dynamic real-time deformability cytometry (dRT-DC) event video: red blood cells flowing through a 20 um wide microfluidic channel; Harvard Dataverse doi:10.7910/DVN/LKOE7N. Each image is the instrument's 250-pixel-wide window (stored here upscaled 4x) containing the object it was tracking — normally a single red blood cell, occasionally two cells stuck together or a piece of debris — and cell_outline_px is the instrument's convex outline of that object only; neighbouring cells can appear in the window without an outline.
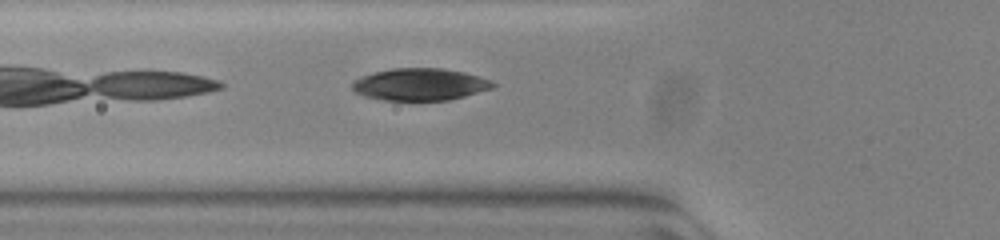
{"species": "common noctule bat (a hibernating species)", "species_latin": "Nyctalus noctula", "temperature_condition": "warm", "stored_images_in_passage": 31, "camera_frame_rate_fps": 3000, "um_per_image_px": 0.085, "animal": {"sex": "female", "body_mass_g": 23.0, "forearm_length_mm": 53.4}, "frame": {"image": 1, "passage_image": 2, "time_ms": 0.333, "image_size_px": [1000, 240], "cell_outline_px": [[496, 84], [492, 88], [464, 96], [448, 100], [384, 100], [364, 96], [356, 92], [352, 88], [352, 84], [356, 80], [372, 72], [392, 68], [440, 68], [464, 72], [492, 80]], "centroid_in_image_um": [35.71, 7.17], "position_along_channel_um": 90.1, "area_um2": 26.13}}
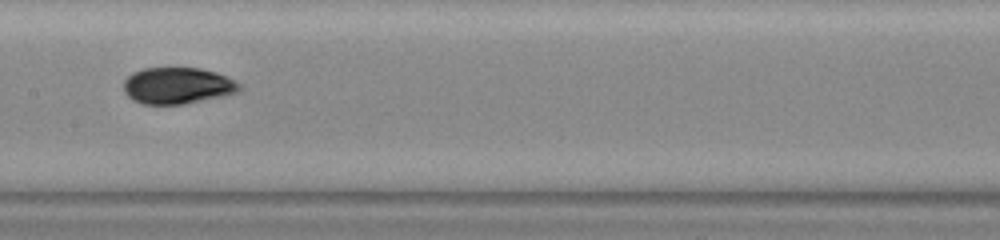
{"frame": {"image": 2, "passage_image": 10, "time_ms": 3.0, "image_size_px": [1000, 240], "cell_outline_px": [[240, 88], [236, 92], [220, 96], [184, 104], [144, 104], [132, 100], [124, 92], [124, 80], [132, 72], [144, 68], [200, 68], [216, 72], [240, 84]], "centroid_in_image_um": [15.02, 7.28], "position_along_channel_um": 192.4, "area_um2": 24.33}}
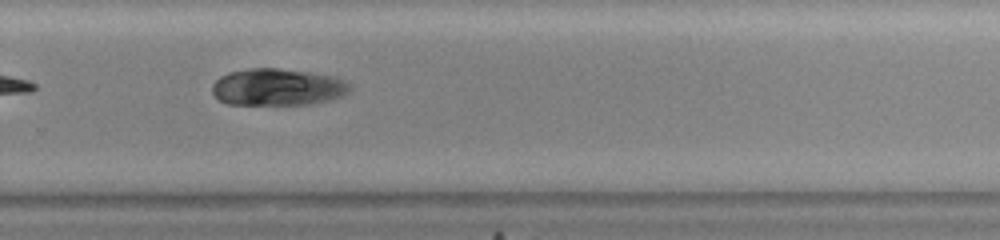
{"frame": {"image": 3, "passage_image": 19, "time_ms": 6.0, "image_size_px": [1000, 240], "cell_outline_px": [[352, 88], [348, 92], [340, 96], [308, 104], [228, 104], [220, 100], [212, 92], [212, 84], [220, 76], [228, 72], [248, 68], [276, 68], [308, 72], [332, 76], [344, 80]], "centroid_in_image_um": [23.54, 7.39], "position_along_channel_um": 306.3, "area_um2": 29.3}}